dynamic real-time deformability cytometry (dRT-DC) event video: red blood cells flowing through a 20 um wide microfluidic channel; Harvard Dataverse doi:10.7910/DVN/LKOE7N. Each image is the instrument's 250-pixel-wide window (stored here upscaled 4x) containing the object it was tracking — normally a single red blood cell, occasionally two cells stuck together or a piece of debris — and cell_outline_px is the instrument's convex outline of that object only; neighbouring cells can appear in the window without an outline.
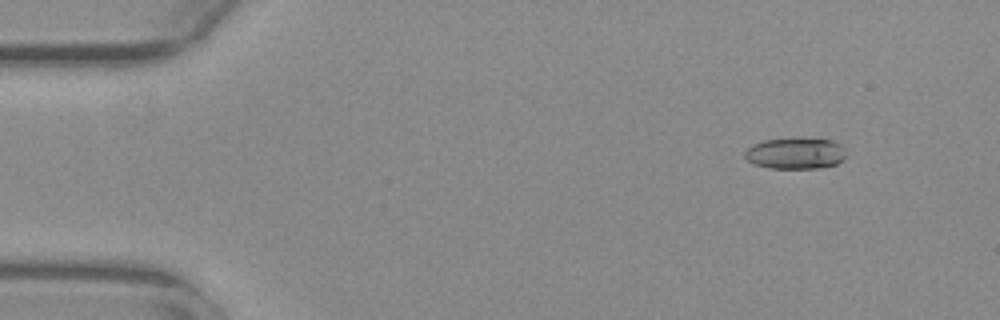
{"species": "common noctule bat (a hibernating species)", "species_latin": "Nyctalus noctula", "temperature_condition": "warm", "stored_images_in_passage": 12, "camera_frame_rate_fps": 3000, "um_per_image_px": 0.085, "animal": {"sex": "female", "body_mass_g": 29.2, "forearm_length_mm": 56.3}, "frame": {"image": 1, "passage_image": 6, "time_ms": 1.667, "image_size_px": [1000, 320], "cell_outline_px": [[844, 160], [836, 164], [820, 168], [768, 168], [756, 164], [748, 160], [744, 156], [744, 152], [752, 144], [764, 140], [796, 136], [832, 140], [840, 144], [844, 156]], "centroid_in_image_um": [67.59, 13.0], "position_along_channel_um": 17.4, "area_um2": 18.79}}